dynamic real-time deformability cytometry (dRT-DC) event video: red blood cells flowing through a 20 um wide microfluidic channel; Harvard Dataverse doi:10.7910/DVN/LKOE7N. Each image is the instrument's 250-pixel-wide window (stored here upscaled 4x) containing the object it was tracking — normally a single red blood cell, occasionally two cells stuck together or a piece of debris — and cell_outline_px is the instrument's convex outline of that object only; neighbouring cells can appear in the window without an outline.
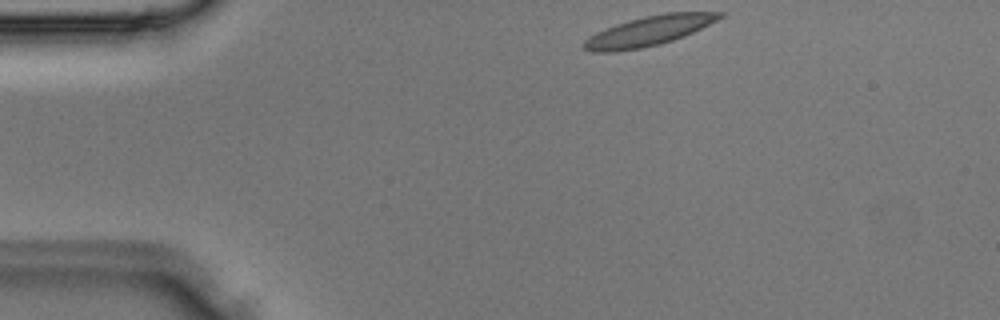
{"species": "Egyptian fruit bat (a non-hibernating species)", "species_latin": "Rousettus aegyptiacus", "temperature_condition": "room temperature", "stored_images_in_passage": 2, "camera_frame_rate_fps": 3000, "um_per_image_px": 0.085, "animal": {"sex": "male"}, "frame": {"image": 1, "passage_image": 1, "time_ms": 0.0, "image_size_px": [1000, 320], "cell_outline_px": [[724, 16], [684, 36], [660, 44], [640, 48], [616, 52], [592, 52], [584, 48], [584, 40], [588, 36], [604, 28], [628, 20], [644, 16], [664, 12], [724, 12]], "centroid_in_image_um": [55.1, 2.63], "position_along_channel_um": 29.9, "area_um2": 23.41}}